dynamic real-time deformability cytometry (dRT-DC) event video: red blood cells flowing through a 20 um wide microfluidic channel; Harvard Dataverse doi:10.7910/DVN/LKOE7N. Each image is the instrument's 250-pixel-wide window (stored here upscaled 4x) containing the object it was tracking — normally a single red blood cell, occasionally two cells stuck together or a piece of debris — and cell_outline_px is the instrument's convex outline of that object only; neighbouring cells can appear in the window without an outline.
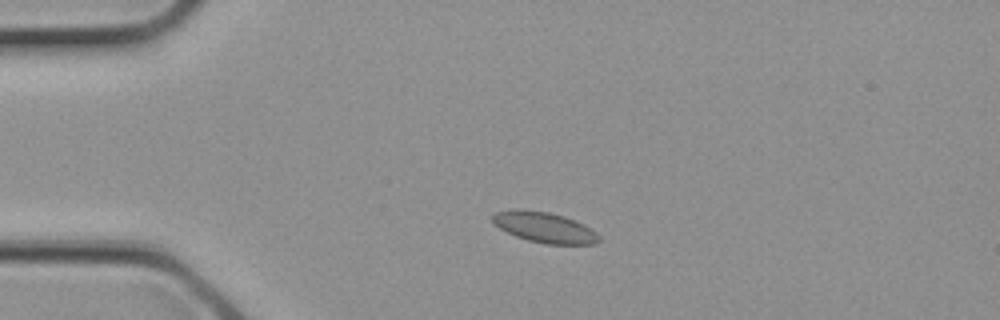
{"species": "common noctule bat (a hibernating species)", "species_latin": "Nyctalus noctula", "temperature_condition": "cold", "stored_images_in_passage": 3, "camera_frame_rate_fps": 3000, "um_per_image_px": 0.085, "animal": {"sex": "female", "body_mass_g": 21.9}, "frame": {"image": 1, "passage_image": 2, "time_ms": 0.333, "image_size_px": [1000, 320], "cell_outline_px": [[600, 240], [596, 244], [544, 244], [528, 240], [516, 236], [500, 228], [492, 220], [492, 216], [496, 212], [516, 208], [548, 212], [564, 216], [584, 224], [596, 232], [600, 236]], "centroid_in_image_um": [46.3, 19.32], "position_along_channel_um": 38.7, "area_um2": 18.9}}
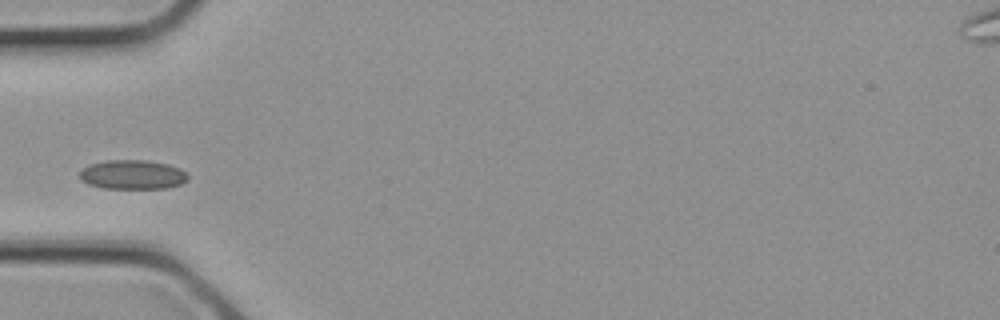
{"frame": {"image": 2, "passage_image": 3, "time_ms": 0.667, "image_size_px": [1000, 320], "cell_outline_px": [[188, 180], [180, 184], [168, 188], [104, 188], [88, 184], [80, 180], [80, 172], [88, 164], [108, 160], [144, 160], [168, 164], [180, 168], [188, 172]], "centroid_in_image_um": [11.29, 14.84], "position_along_channel_um": 73.7, "area_um2": 18.55}}